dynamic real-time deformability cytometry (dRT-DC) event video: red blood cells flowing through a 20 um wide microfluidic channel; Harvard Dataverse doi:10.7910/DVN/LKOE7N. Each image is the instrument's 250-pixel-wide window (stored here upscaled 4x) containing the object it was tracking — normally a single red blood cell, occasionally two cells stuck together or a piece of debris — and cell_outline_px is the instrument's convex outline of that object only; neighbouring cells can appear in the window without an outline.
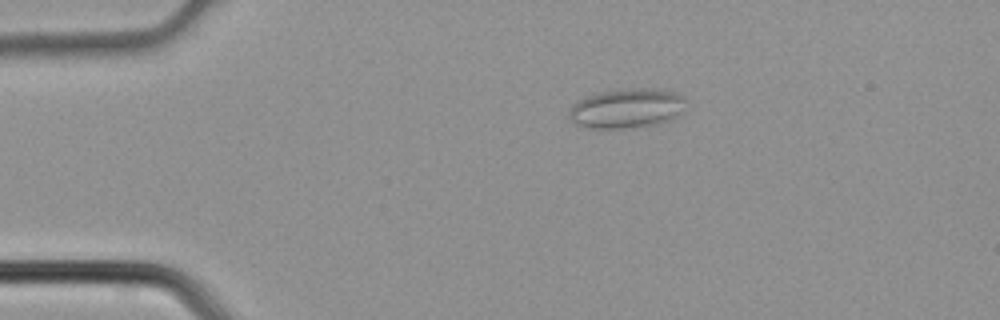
{"species": "common noctule bat (a hibernating species)", "species_latin": "Nyctalus noctula", "temperature_condition": "cold", "stored_images_in_passage": 3, "camera_frame_rate_fps": 3000, "um_per_image_px": 0.085, "animal": {"sex": "male", "body_mass_g": 21.5, "forearm_length_mm": 52.0}, "frame": {"image": 1, "passage_image": 2, "time_ms": 0.333, "image_size_px": [1000, 320], "cell_outline_px": [[684, 100], [676, 116], [672, 120], [656, 124], [628, 128], [592, 128], [576, 124], [568, 116], [568, 112], [580, 100], [588, 96], [600, 92], [632, 88], [644, 88], [676, 92], [684, 96]], "centroid_in_image_um": [53.26, 9.22], "position_along_channel_um": 31.7, "area_um2": 26.36}}